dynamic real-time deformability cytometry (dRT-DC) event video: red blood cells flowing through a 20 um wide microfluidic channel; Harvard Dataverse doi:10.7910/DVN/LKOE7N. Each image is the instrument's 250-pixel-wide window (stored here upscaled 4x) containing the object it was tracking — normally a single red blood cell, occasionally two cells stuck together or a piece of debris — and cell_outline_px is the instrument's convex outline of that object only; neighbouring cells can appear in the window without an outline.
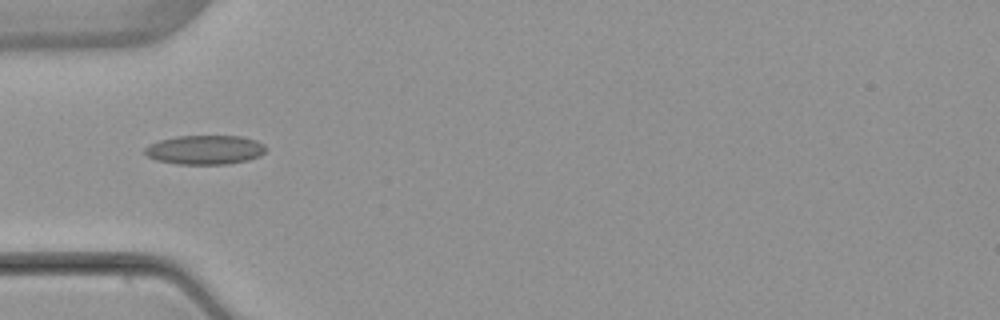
{"species": "common noctule bat (a hibernating species)", "species_latin": "Nyctalus noctula", "temperature_condition": "warm", "stored_images_in_passage": 3, "camera_frame_rate_fps": 3000, "um_per_image_px": 0.085, "animal": {"sex": "female", "body_mass_g": 22.7, "forearm_length_mm": 54.2}, "frame": {"image": 1, "passage_image": 1, "time_ms": 0.0, "image_size_px": [1000, 320], "cell_outline_px": [[268, 148], [260, 156], [248, 160], [224, 164], [176, 164], [156, 160], [148, 156], [144, 152], [144, 148], [148, 144], [160, 140], [176, 136], [240, 136], [256, 140], [264, 144]], "centroid_in_image_um": [17.42, 12.73], "position_along_channel_um": 67.6, "area_um2": 20.69}}
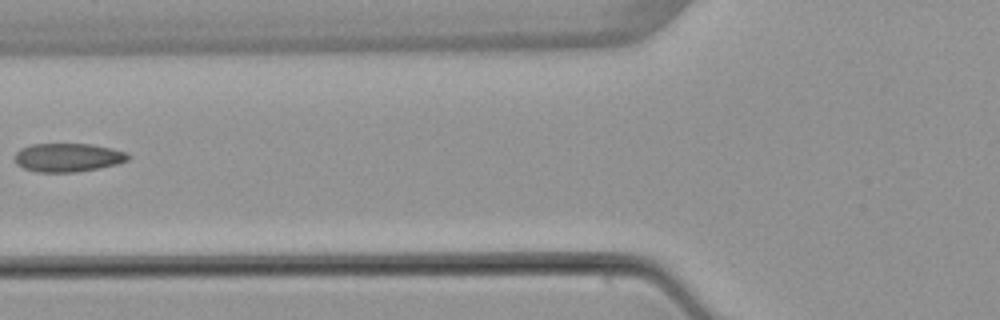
{"frame": {"image": 2, "passage_image": 2, "time_ms": 1.333, "image_size_px": [1000, 320], "cell_outline_px": [[132, 156], [128, 160], [116, 164], [76, 172], [36, 172], [24, 168], [16, 164], [16, 152], [20, 148], [32, 144], [92, 144], [112, 148], [128, 152]], "centroid_in_image_um": [5.79, 13.38], "position_along_channel_um": 120.0, "area_um2": 18.9}}
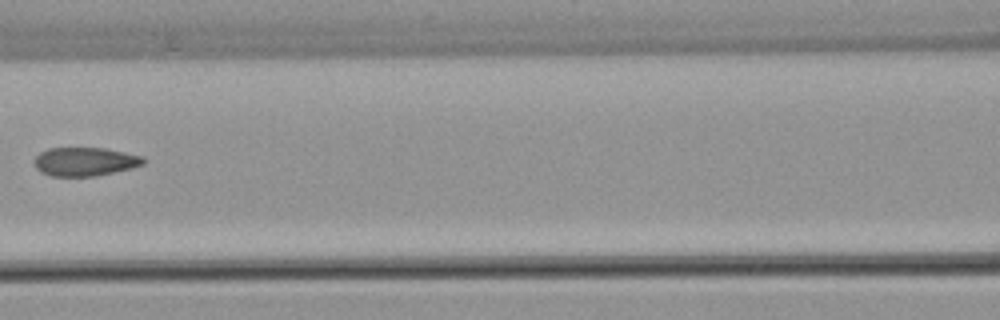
{"frame": {"image": 3, "passage_image": 3, "time_ms": 2.333, "image_size_px": [1000, 320], "cell_outline_px": [[144, 164], [132, 168], [96, 176], [52, 176], [40, 172], [36, 168], [32, 160], [40, 152], [48, 148], [104, 148], [144, 156]], "centroid_in_image_um": [7.19, 13.74], "position_along_channel_um": 159.4, "area_um2": 18.32}}